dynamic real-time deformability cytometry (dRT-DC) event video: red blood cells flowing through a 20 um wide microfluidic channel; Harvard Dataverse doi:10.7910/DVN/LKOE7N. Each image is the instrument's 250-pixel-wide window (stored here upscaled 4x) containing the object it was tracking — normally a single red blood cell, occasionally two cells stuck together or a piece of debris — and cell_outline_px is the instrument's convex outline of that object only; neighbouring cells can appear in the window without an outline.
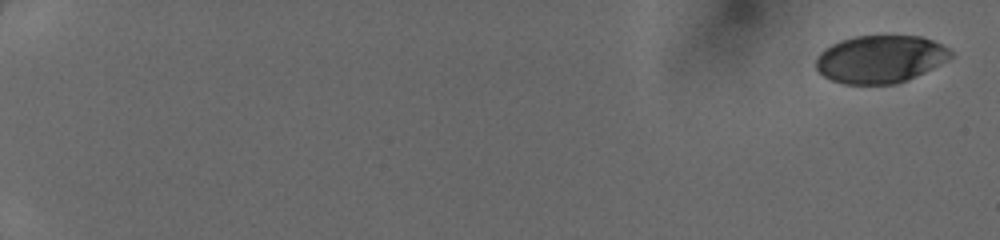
{"species": "human", "species_latin": "Homo sapiens", "temperature_condition": "cold", "stored_images_in_passage": 50, "camera_frame_rate_fps": 3000, "um_per_image_px": 0.085, "donor": {"sex": "female"}, "frame": {"image": 1, "passage_image": 1, "time_ms": 0.0, "image_size_px": [1000, 240], "cell_outline_px": [[952, 56], [948, 60], [924, 72], [896, 84], [844, 84], [832, 80], [824, 76], [816, 68], [816, 60], [820, 52], [824, 48], [840, 40], [856, 36], [920, 36], [932, 40], [948, 48], [952, 52]], "centroid_in_image_um": [74.81, 5.02], "position_along_channel_um": 10.2, "area_um2": 37.22}}
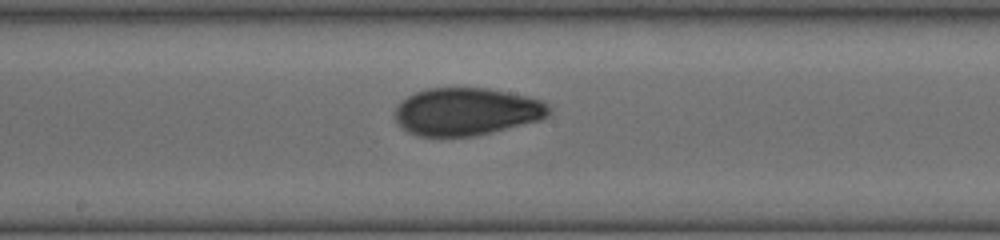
{"frame": {"image": 2, "passage_image": 30, "time_ms": 9.667, "image_size_px": [1000, 240], "cell_outline_px": [[552, 112], [548, 116], [540, 120], [476, 136], [416, 136], [400, 128], [396, 120], [396, 104], [408, 96], [416, 92], [428, 88], [488, 88], [508, 92], [544, 100], [548, 104]], "centroid_in_image_um": [39.66, 9.49], "position_along_channel_um": 208.5, "area_um2": 43.0}}
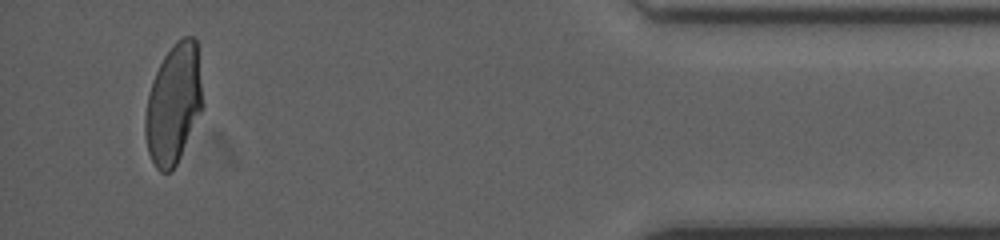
{"frame": {"image": 3, "passage_image": 48, "time_ms": 15.667, "image_size_px": [1000, 240], "cell_outline_px": [[204, 108], [172, 172], [160, 172], [156, 168], [148, 152], [144, 132], [144, 120], [148, 96], [152, 80], [164, 56], [176, 40], [184, 36], [196, 36], [204, 104]], "centroid_in_image_um": [14.77, 8.83], "position_along_channel_um": 420.4, "area_um2": 40.46}}